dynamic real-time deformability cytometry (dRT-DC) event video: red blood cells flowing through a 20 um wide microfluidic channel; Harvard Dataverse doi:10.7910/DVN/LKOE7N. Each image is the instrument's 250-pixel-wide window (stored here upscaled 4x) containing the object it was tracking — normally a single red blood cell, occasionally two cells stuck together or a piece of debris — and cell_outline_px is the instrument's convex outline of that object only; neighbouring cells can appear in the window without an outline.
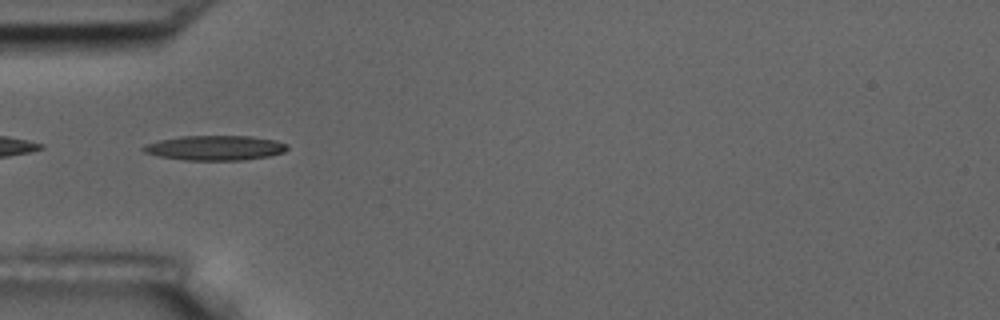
{"species": "common noctule bat (a hibernating species)", "species_latin": "Nyctalus noctula", "temperature_condition": "room temperature", "stored_images_in_passage": 39, "camera_frame_rate_fps": 3000, "um_per_image_px": 0.085, "animal": {"sex": "male", "body_mass_g": 17.5, "forearm_length_mm": 52.3}, "frame": {"image": 1, "passage_image": 1, "time_ms": 0.0, "image_size_px": [1000, 320], "cell_outline_px": [[288, 148], [284, 152], [268, 156], [244, 160], [184, 160], [160, 156], [144, 152], [140, 148], [144, 144], [160, 140], [180, 136], [252, 136], [276, 140], [288, 144]], "centroid_in_image_um": [18.29, 12.56], "position_along_channel_um": 66.7, "area_um2": 20.87}, "authors_computed_cell_mechanics": {"area_um2": 19.8254, "velocity_mm_per_s": 3.6273, "shape_relaxation_time_tau1_ms": 7.4594, "shape_relaxation_time_tau2_ms": null, "deformation_change_tau1": 0.1858, "deformation_change_tau2": null}}